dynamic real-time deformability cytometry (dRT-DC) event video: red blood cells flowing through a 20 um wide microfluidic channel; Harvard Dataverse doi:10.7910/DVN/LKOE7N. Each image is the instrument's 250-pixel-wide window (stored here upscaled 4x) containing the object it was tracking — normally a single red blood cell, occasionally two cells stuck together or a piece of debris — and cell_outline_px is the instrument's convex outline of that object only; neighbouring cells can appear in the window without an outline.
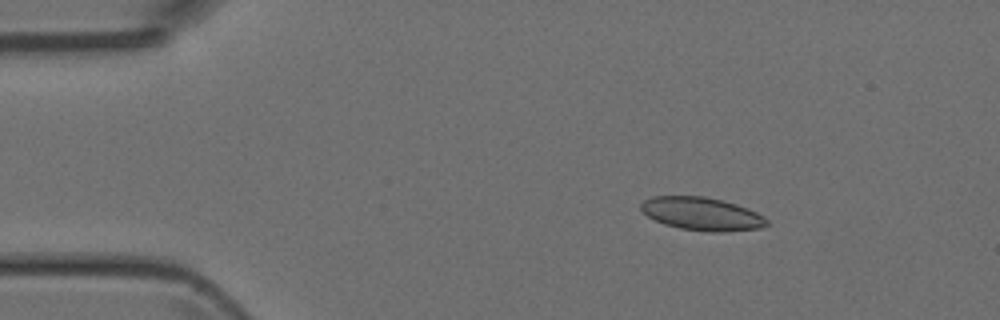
{"species": "Egyptian fruit bat (a non-hibernating species)", "species_latin": "Rousettus aegyptiacus", "temperature_condition": "room temperature", "stored_images_in_passage": 10, "camera_frame_rate_fps": 3000, "um_per_image_px": 0.085, "animal": {"sex": "female"}, "frame": {"image": 1, "passage_image": 7, "time_ms": 2.0, "image_size_px": [1000, 320], "cell_outline_px": [[768, 224], [760, 228], [724, 232], [712, 232], [680, 228], [664, 224], [648, 216], [640, 208], [640, 204], [644, 200], [652, 196], [704, 196], [724, 200], [748, 208], [764, 216], [768, 220]], "centroid_in_image_um": [59.67, 18.17], "position_along_channel_um": 25.3, "area_um2": 24.28}}